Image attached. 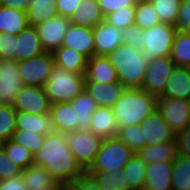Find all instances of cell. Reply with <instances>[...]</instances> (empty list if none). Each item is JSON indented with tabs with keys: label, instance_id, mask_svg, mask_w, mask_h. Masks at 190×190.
Returning <instances> with one entry per match:
<instances>
[{
	"label": "cell",
	"instance_id": "cell-1",
	"mask_svg": "<svg viewBox=\"0 0 190 190\" xmlns=\"http://www.w3.org/2000/svg\"><path fill=\"white\" fill-rule=\"evenodd\" d=\"M33 164L44 167L64 185L72 184L86 173L69 149L65 134L56 131L45 135L43 145L33 154Z\"/></svg>",
	"mask_w": 190,
	"mask_h": 190
},
{
	"label": "cell",
	"instance_id": "cell-2",
	"mask_svg": "<svg viewBox=\"0 0 190 190\" xmlns=\"http://www.w3.org/2000/svg\"><path fill=\"white\" fill-rule=\"evenodd\" d=\"M157 96L142 88H126L121 98L112 107L118 128L140 125L157 110Z\"/></svg>",
	"mask_w": 190,
	"mask_h": 190
},
{
	"label": "cell",
	"instance_id": "cell-3",
	"mask_svg": "<svg viewBox=\"0 0 190 190\" xmlns=\"http://www.w3.org/2000/svg\"><path fill=\"white\" fill-rule=\"evenodd\" d=\"M107 57L116 69L119 82L125 88H142L149 61L142 50L121 44Z\"/></svg>",
	"mask_w": 190,
	"mask_h": 190
},
{
	"label": "cell",
	"instance_id": "cell-4",
	"mask_svg": "<svg viewBox=\"0 0 190 190\" xmlns=\"http://www.w3.org/2000/svg\"><path fill=\"white\" fill-rule=\"evenodd\" d=\"M85 89V74H75L54 65L52 73L44 85L50 104L71 102Z\"/></svg>",
	"mask_w": 190,
	"mask_h": 190
},
{
	"label": "cell",
	"instance_id": "cell-5",
	"mask_svg": "<svg viewBox=\"0 0 190 190\" xmlns=\"http://www.w3.org/2000/svg\"><path fill=\"white\" fill-rule=\"evenodd\" d=\"M134 152L117 136L104 139L95 161L87 171L116 173L129 162Z\"/></svg>",
	"mask_w": 190,
	"mask_h": 190
},
{
	"label": "cell",
	"instance_id": "cell-6",
	"mask_svg": "<svg viewBox=\"0 0 190 190\" xmlns=\"http://www.w3.org/2000/svg\"><path fill=\"white\" fill-rule=\"evenodd\" d=\"M65 137L74 158L86 172L95 161L104 139L89 130L69 132Z\"/></svg>",
	"mask_w": 190,
	"mask_h": 190
},
{
	"label": "cell",
	"instance_id": "cell-7",
	"mask_svg": "<svg viewBox=\"0 0 190 190\" xmlns=\"http://www.w3.org/2000/svg\"><path fill=\"white\" fill-rule=\"evenodd\" d=\"M176 32L175 26L162 22L143 30V53L149 60L170 56Z\"/></svg>",
	"mask_w": 190,
	"mask_h": 190
},
{
	"label": "cell",
	"instance_id": "cell-8",
	"mask_svg": "<svg viewBox=\"0 0 190 190\" xmlns=\"http://www.w3.org/2000/svg\"><path fill=\"white\" fill-rule=\"evenodd\" d=\"M53 54L44 52L39 56L19 62V75L23 85L44 87L54 67Z\"/></svg>",
	"mask_w": 190,
	"mask_h": 190
},
{
	"label": "cell",
	"instance_id": "cell-9",
	"mask_svg": "<svg viewBox=\"0 0 190 190\" xmlns=\"http://www.w3.org/2000/svg\"><path fill=\"white\" fill-rule=\"evenodd\" d=\"M175 67L176 64L170 56L150 59L142 89L149 94L160 97Z\"/></svg>",
	"mask_w": 190,
	"mask_h": 190
},
{
	"label": "cell",
	"instance_id": "cell-10",
	"mask_svg": "<svg viewBox=\"0 0 190 190\" xmlns=\"http://www.w3.org/2000/svg\"><path fill=\"white\" fill-rule=\"evenodd\" d=\"M157 111L175 134L190 126V110L187 100L158 97Z\"/></svg>",
	"mask_w": 190,
	"mask_h": 190
},
{
	"label": "cell",
	"instance_id": "cell-11",
	"mask_svg": "<svg viewBox=\"0 0 190 190\" xmlns=\"http://www.w3.org/2000/svg\"><path fill=\"white\" fill-rule=\"evenodd\" d=\"M50 105L44 87L23 85L12 106L19 112L49 114Z\"/></svg>",
	"mask_w": 190,
	"mask_h": 190
},
{
	"label": "cell",
	"instance_id": "cell-12",
	"mask_svg": "<svg viewBox=\"0 0 190 190\" xmlns=\"http://www.w3.org/2000/svg\"><path fill=\"white\" fill-rule=\"evenodd\" d=\"M23 87L19 75V62L1 60L0 62V105L12 106L16 95Z\"/></svg>",
	"mask_w": 190,
	"mask_h": 190
},
{
	"label": "cell",
	"instance_id": "cell-13",
	"mask_svg": "<svg viewBox=\"0 0 190 190\" xmlns=\"http://www.w3.org/2000/svg\"><path fill=\"white\" fill-rule=\"evenodd\" d=\"M69 24V18L56 15L36 26L45 52L53 53L62 46Z\"/></svg>",
	"mask_w": 190,
	"mask_h": 190
},
{
	"label": "cell",
	"instance_id": "cell-14",
	"mask_svg": "<svg viewBox=\"0 0 190 190\" xmlns=\"http://www.w3.org/2000/svg\"><path fill=\"white\" fill-rule=\"evenodd\" d=\"M140 127H142L143 148L149 144L158 145L176 139L175 132L163 120L157 110L144 119Z\"/></svg>",
	"mask_w": 190,
	"mask_h": 190
},
{
	"label": "cell",
	"instance_id": "cell-15",
	"mask_svg": "<svg viewBox=\"0 0 190 190\" xmlns=\"http://www.w3.org/2000/svg\"><path fill=\"white\" fill-rule=\"evenodd\" d=\"M123 31L106 21H102L93 29L95 55L107 56L115 48L123 44Z\"/></svg>",
	"mask_w": 190,
	"mask_h": 190
},
{
	"label": "cell",
	"instance_id": "cell-16",
	"mask_svg": "<svg viewBox=\"0 0 190 190\" xmlns=\"http://www.w3.org/2000/svg\"><path fill=\"white\" fill-rule=\"evenodd\" d=\"M62 46L72 48L90 59L95 55L93 29L69 24Z\"/></svg>",
	"mask_w": 190,
	"mask_h": 190
},
{
	"label": "cell",
	"instance_id": "cell-17",
	"mask_svg": "<svg viewBox=\"0 0 190 190\" xmlns=\"http://www.w3.org/2000/svg\"><path fill=\"white\" fill-rule=\"evenodd\" d=\"M173 162H154L146 164L144 189L172 190Z\"/></svg>",
	"mask_w": 190,
	"mask_h": 190
},
{
	"label": "cell",
	"instance_id": "cell-18",
	"mask_svg": "<svg viewBox=\"0 0 190 190\" xmlns=\"http://www.w3.org/2000/svg\"><path fill=\"white\" fill-rule=\"evenodd\" d=\"M125 89L120 82H85L84 90L94 99L98 106L112 108L121 98Z\"/></svg>",
	"mask_w": 190,
	"mask_h": 190
},
{
	"label": "cell",
	"instance_id": "cell-19",
	"mask_svg": "<svg viewBox=\"0 0 190 190\" xmlns=\"http://www.w3.org/2000/svg\"><path fill=\"white\" fill-rule=\"evenodd\" d=\"M16 61L21 62L44 53L37 28L28 26L16 35Z\"/></svg>",
	"mask_w": 190,
	"mask_h": 190
},
{
	"label": "cell",
	"instance_id": "cell-20",
	"mask_svg": "<svg viewBox=\"0 0 190 190\" xmlns=\"http://www.w3.org/2000/svg\"><path fill=\"white\" fill-rule=\"evenodd\" d=\"M85 82H119L116 69L107 56H92L87 60Z\"/></svg>",
	"mask_w": 190,
	"mask_h": 190
},
{
	"label": "cell",
	"instance_id": "cell-21",
	"mask_svg": "<svg viewBox=\"0 0 190 190\" xmlns=\"http://www.w3.org/2000/svg\"><path fill=\"white\" fill-rule=\"evenodd\" d=\"M89 131L102 139L115 137L118 133V123L113 109L98 106L92 114Z\"/></svg>",
	"mask_w": 190,
	"mask_h": 190
},
{
	"label": "cell",
	"instance_id": "cell-22",
	"mask_svg": "<svg viewBox=\"0 0 190 190\" xmlns=\"http://www.w3.org/2000/svg\"><path fill=\"white\" fill-rule=\"evenodd\" d=\"M49 115L56 132L66 134L77 131V115L70 102L51 104Z\"/></svg>",
	"mask_w": 190,
	"mask_h": 190
},
{
	"label": "cell",
	"instance_id": "cell-23",
	"mask_svg": "<svg viewBox=\"0 0 190 190\" xmlns=\"http://www.w3.org/2000/svg\"><path fill=\"white\" fill-rule=\"evenodd\" d=\"M79 5L69 18L71 24L94 29L104 21V16L97 0H81Z\"/></svg>",
	"mask_w": 190,
	"mask_h": 190
},
{
	"label": "cell",
	"instance_id": "cell-24",
	"mask_svg": "<svg viewBox=\"0 0 190 190\" xmlns=\"http://www.w3.org/2000/svg\"><path fill=\"white\" fill-rule=\"evenodd\" d=\"M160 97L188 100L190 97V68L176 66Z\"/></svg>",
	"mask_w": 190,
	"mask_h": 190
},
{
	"label": "cell",
	"instance_id": "cell-25",
	"mask_svg": "<svg viewBox=\"0 0 190 190\" xmlns=\"http://www.w3.org/2000/svg\"><path fill=\"white\" fill-rule=\"evenodd\" d=\"M17 130H26L40 135H48L55 132L53 122L49 114H32L17 111Z\"/></svg>",
	"mask_w": 190,
	"mask_h": 190
},
{
	"label": "cell",
	"instance_id": "cell-26",
	"mask_svg": "<svg viewBox=\"0 0 190 190\" xmlns=\"http://www.w3.org/2000/svg\"><path fill=\"white\" fill-rule=\"evenodd\" d=\"M145 164L154 162H173L177 157V140L158 145H146L138 152Z\"/></svg>",
	"mask_w": 190,
	"mask_h": 190
},
{
	"label": "cell",
	"instance_id": "cell-27",
	"mask_svg": "<svg viewBox=\"0 0 190 190\" xmlns=\"http://www.w3.org/2000/svg\"><path fill=\"white\" fill-rule=\"evenodd\" d=\"M54 63L75 74H85L87 58L72 48L61 46L53 53Z\"/></svg>",
	"mask_w": 190,
	"mask_h": 190
},
{
	"label": "cell",
	"instance_id": "cell-28",
	"mask_svg": "<svg viewBox=\"0 0 190 190\" xmlns=\"http://www.w3.org/2000/svg\"><path fill=\"white\" fill-rule=\"evenodd\" d=\"M70 103L77 115V131H88L92 114L98 107L97 103L85 90Z\"/></svg>",
	"mask_w": 190,
	"mask_h": 190
},
{
	"label": "cell",
	"instance_id": "cell-29",
	"mask_svg": "<svg viewBox=\"0 0 190 190\" xmlns=\"http://www.w3.org/2000/svg\"><path fill=\"white\" fill-rule=\"evenodd\" d=\"M29 26L25 11L0 6V32L17 35Z\"/></svg>",
	"mask_w": 190,
	"mask_h": 190
},
{
	"label": "cell",
	"instance_id": "cell-30",
	"mask_svg": "<svg viewBox=\"0 0 190 190\" xmlns=\"http://www.w3.org/2000/svg\"><path fill=\"white\" fill-rule=\"evenodd\" d=\"M29 26H38L51 17L58 15L56 0H37L26 10Z\"/></svg>",
	"mask_w": 190,
	"mask_h": 190
},
{
	"label": "cell",
	"instance_id": "cell-31",
	"mask_svg": "<svg viewBox=\"0 0 190 190\" xmlns=\"http://www.w3.org/2000/svg\"><path fill=\"white\" fill-rule=\"evenodd\" d=\"M101 190H131L125 177L124 169L112 172L86 171Z\"/></svg>",
	"mask_w": 190,
	"mask_h": 190
},
{
	"label": "cell",
	"instance_id": "cell-32",
	"mask_svg": "<svg viewBox=\"0 0 190 190\" xmlns=\"http://www.w3.org/2000/svg\"><path fill=\"white\" fill-rule=\"evenodd\" d=\"M145 168V162L138 153H134L123 168L128 186L131 190L144 189Z\"/></svg>",
	"mask_w": 190,
	"mask_h": 190
},
{
	"label": "cell",
	"instance_id": "cell-33",
	"mask_svg": "<svg viewBox=\"0 0 190 190\" xmlns=\"http://www.w3.org/2000/svg\"><path fill=\"white\" fill-rule=\"evenodd\" d=\"M21 178L28 190L52 185L56 181L44 167L35 164L23 170Z\"/></svg>",
	"mask_w": 190,
	"mask_h": 190
},
{
	"label": "cell",
	"instance_id": "cell-34",
	"mask_svg": "<svg viewBox=\"0 0 190 190\" xmlns=\"http://www.w3.org/2000/svg\"><path fill=\"white\" fill-rule=\"evenodd\" d=\"M170 58L176 66L190 68V36L185 31L176 32Z\"/></svg>",
	"mask_w": 190,
	"mask_h": 190
},
{
	"label": "cell",
	"instance_id": "cell-35",
	"mask_svg": "<svg viewBox=\"0 0 190 190\" xmlns=\"http://www.w3.org/2000/svg\"><path fill=\"white\" fill-rule=\"evenodd\" d=\"M172 190H190V158L177 154L173 161Z\"/></svg>",
	"mask_w": 190,
	"mask_h": 190
},
{
	"label": "cell",
	"instance_id": "cell-36",
	"mask_svg": "<svg viewBox=\"0 0 190 190\" xmlns=\"http://www.w3.org/2000/svg\"><path fill=\"white\" fill-rule=\"evenodd\" d=\"M160 23L158 15L149 0H138L135 6V25L147 30Z\"/></svg>",
	"mask_w": 190,
	"mask_h": 190
},
{
	"label": "cell",
	"instance_id": "cell-37",
	"mask_svg": "<svg viewBox=\"0 0 190 190\" xmlns=\"http://www.w3.org/2000/svg\"><path fill=\"white\" fill-rule=\"evenodd\" d=\"M0 145L5 150L9 159L23 170L33 164V153L27 150L24 146L15 143L11 139L0 143Z\"/></svg>",
	"mask_w": 190,
	"mask_h": 190
},
{
	"label": "cell",
	"instance_id": "cell-38",
	"mask_svg": "<svg viewBox=\"0 0 190 190\" xmlns=\"http://www.w3.org/2000/svg\"><path fill=\"white\" fill-rule=\"evenodd\" d=\"M155 9L160 22L176 25L181 3L179 0H149Z\"/></svg>",
	"mask_w": 190,
	"mask_h": 190
},
{
	"label": "cell",
	"instance_id": "cell-39",
	"mask_svg": "<svg viewBox=\"0 0 190 190\" xmlns=\"http://www.w3.org/2000/svg\"><path fill=\"white\" fill-rule=\"evenodd\" d=\"M17 111L10 105H0V143L12 139L16 126Z\"/></svg>",
	"mask_w": 190,
	"mask_h": 190
},
{
	"label": "cell",
	"instance_id": "cell-40",
	"mask_svg": "<svg viewBox=\"0 0 190 190\" xmlns=\"http://www.w3.org/2000/svg\"><path fill=\"white\" fill-rule=\"evenodd\" d=\"M116 136L134 153H138L141 149H143V135L142 127H140V125L119 127Z\"/></svg>",
	"mask_w": 190,
	"mask_h": 190
},
{
	"label": "cell",
	"instance_id": "cell-41",
	"mask_svg": "<svg viewBox=\"0 0 190 190\" xmlns=\"http://www.w3.org/2000/svg\"><path fill=\"white\" fill-rule=\"evenodd\" d=\"M104 21L121 30L135 24V6L120 8L104 17Z\"/></svg>",
	"mask_w": 190,
	"mask_h": 190
},
{
	"label": "cell",
	"instance_id": "cell-42",
	"mask_svg": "<svg viewBox=\"0 0 190 190\" xmlns=\"http://www.w3.org/2000/svg\"><path fill=\"white\" fill-rule=\"evenodd\" d=\"M45 135L34 132H26V130H16L13 133L12 141L24 146L31 153L35 154L43 145Z\"/></svg>",
	"mask_w": 190,
	"mask_h": 190
},
{
	"label": "cell",
	"instance_id": "cell-43",
	"mask_svg": "<svg viewBox=\"0 0 190 190\" xmlns=\"http://www.w3.org/2000/svg\"><path fill=\"white\" fill-rule=\"evenodd\" d=\"M16 35L0 32V60L16 61Z\"/></svg>",
	"mask_w": 190,
	"mask_h": 190
},
{
	"label": "cell",
	"instance_id": "cell-44",
	"mask_svg": "<svg viewBox=\"0 0 190 190\" xmlns=\"http://www.w3.org/2000/svg\"><path fill=\"white\" fill-rule=\"evenodd\" d=\"M23 169L9 159L5 150L0 145V180L9 179L22 174Z\"/></svg>",
	"mask_w": 190,
	"mask_h": 190
},
{
	"label": "cell",
	"instance_id": "cell-45",
	"mask_svg": "<svg viewBox=\"0 0 190 190\" xmlns=\"http://www.w3.org/2000/svg\"><path fill=\"white\" fill-rule=\"evenodd\" d=\"M123 44L131 45L132 47L142 50L144 45L143 30L137 25L129 26L123 31Z\"/></svg>",
	"mask_w": 190,
	"mask_h": 190
},
{
	"label": "cell",
	"instance_id": "cell-46",
	"mask_svg": "<svg viewBox=\"0 0 190 190\" xmlns=\"http://www.w3.org/2000/svg\"><path fill=\"white\" fill-rule=\"evenodd\" d=\"M103 16L123 7L136 6L138 0H97Z\"/></svg>",
	"mask_w": 190,
	"mask_h": 190
},
{
	"label": "cell",
	"instance_id": "cell-47",
	"mask_svg": "<svg viewBox=\"0 0 190 190\" xmlns=\"http://www.w3.org/2000/svg\"><path fill=\"white\" fill-rule=\"evenodd\" d=\"M64 190H101V188L85 173L72 184L65 185Z\"/></svg>",
	"mask_w": 190,
	"mask_h": 190
},
{
	"label": "cell",
	"instance_id": "cell-48",
	"mask_svg": "<svg viewBox=\"0 0 190 190\" xmlns=\"http://www.w3.org/2000/svg\"><path fill=\"white\" fill-rule=\"evenodd\" d=\"M178 154L190 158V126L176 134Z\"/></svg>",
	"mask_w": 190,
	"mask_h": 190
},
{
	"label": "cell",
	"instance_id": "cell-49",
	"mask_svg": "<svg viewBox=\"0 0 190 190\" xmlns=\"http://www.w3.org/2000/svg\"><path fill=\"white\" fill-rule=\"evenodd\" d=\"M81 0H56V9L58 15L70 18L74 10L80 6Z\"/></svg>",
	"mask_w": 190,
	"mask_h": 190
},
{
	"label": "cell",
	"instance_id": "cell-50",
	"mask_svg": "<svg viewBox=\"0 0 190 190\" xmlns=\"http://www.w3.org/2000/svg\"><path fill=\"white\" fill-rule=\"evenodd\" d=\"M189 26H190V3H183L180 5L175 27L177 31H185Z\"/></svg>",
	"mask_w": 190,
	"mask_h": 190
},
{
	"label": "cell",
	"instance_id": "cell-51",
	"mask_svg": "<svg viewBox=\"0 0 190 190\" xmlns=\"http://www.w3.org/2000/svg\"><path fill=\"white\" fill-rule=\"evenodd\" d=\"M0 190H28L21 175L0 180Z\"/></svg>",
	"mask_w": 190,
	"mask_h": 190
},
{
	"label": "cell",
	"instance_id": "cell-52",
	"mask_svg": "<svg viewBox=\"0 0 190 190\" xmlns=\"http://www.w3.org/2000/svg\"><path fill=\"white\" fill-rule=\"evenodd\" d=\"M29 0H0V6L25 11L29 7Z\"/></svg>",
	"mask_w": 190,
	"mask_h": 190
},
{
	"label": "cell",
	"instance_id": "cell-53",
	"mask_svg": "<svg viewBox=\"0 0 190 190\" xmlns=\"http://www.w3.org/2000/svg\"><path fill=\"white\" fill-rule=\"evenodd\" d=\"M64 186L63 183L55 181L52 185L43 186L34 190H64Z\"/></svg>",
	"mask_w": 190,
	"mask_h": 190
},
{
	"label": "cell",
	"instance_id": "cell-54",
	"mask_svg": "<svg viewBox=\"0 0 190 190\" xmlns=\"http://www.w3.org/2000/svg\"><path fill=\"white\" fill-rule=\"evenodd\" d=\"M179 2H180L181 4H183V3H190V0H179Z\"/></svg>",
	"mask_w": 190,
	"mask_h": 190
},
{
	"label": "cell",
	"instance_id": "cell-55",
	"mask_svg": "<svg viewBox=\"0 0 190 190\" xmlns=\"http://www.w3.org/2000/svg\"><path fill=\"white\" fill-rule=\"evenodd\" d=\"M185 32L190 36V26L185 30Z\"/></svg>",
	"mask_w": 190,
	"mask_h": 190
},
{
	"label": "cell",
	"instance_id": "cell-56",
	"mask_svg": "<svg viewBox=\"0 0 190 190\" xmlns=\"http://www.w3.org/2000/svg\"><path fill=\"white\" fill-rule=\"evenodd\" d=\"M187 105H188V108H189V110H190V97H189V99L187 100Z\"/></svg>",
	"mask_w": 190,
	"mask_h": 190
}]
</instances>
